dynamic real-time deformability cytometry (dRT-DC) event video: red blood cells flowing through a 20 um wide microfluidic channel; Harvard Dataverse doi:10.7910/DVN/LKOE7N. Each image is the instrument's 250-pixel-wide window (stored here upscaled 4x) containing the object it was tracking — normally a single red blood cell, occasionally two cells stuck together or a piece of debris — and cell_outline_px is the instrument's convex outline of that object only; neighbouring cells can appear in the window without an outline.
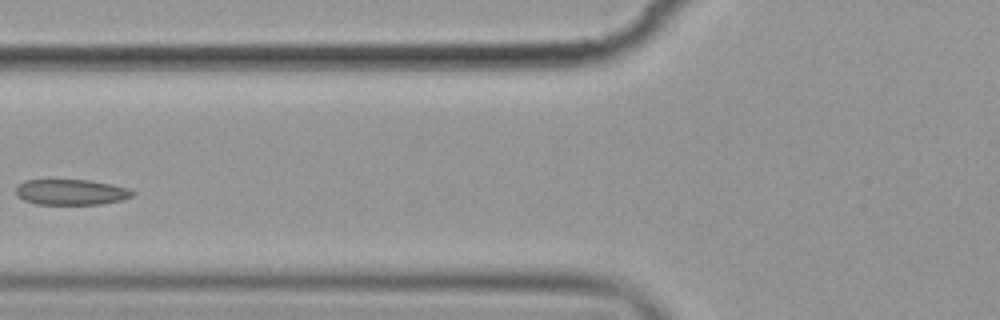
{"species": "common noctule bat (a hibernating species)", "species_latin": "Nyctalus noctula", "temperature_condition": "cold", "stored_images_in_passage": 6, "camera_frame_rate_fps": 3000, "um_per_image_px": 0.085, "animal": {"sex": "female", "body_mass_g": 19.9}, "frame": {"image": 1, "passage_image": 4, "time_ms": 4.667, "image_size_px": [1000, 320], "cell_outline_px": [[136, 192], [132, 196], [124, 200], [100, 204], [36, 204], [24, 200], [16, 196], [16, 188], [24, 180], [92, 180], [112, 184], [128, 188]], "centroid_in_image_um": [6.07, 16.33], "position_along_channel_um": 119.7, "area_um2": 17.51}}
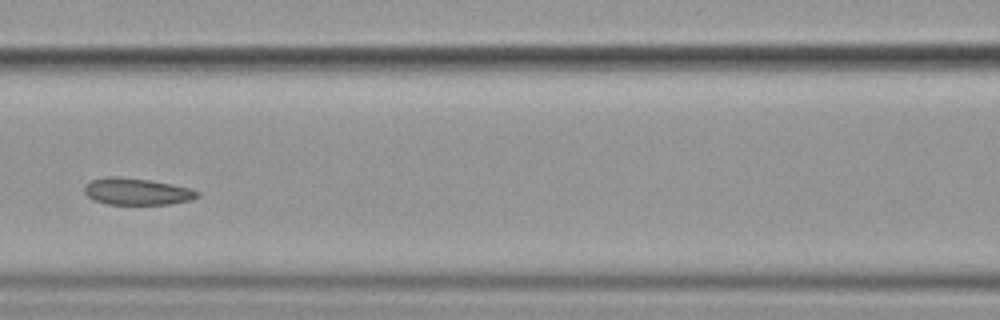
{"frame": {"image": 2, "passage_image": 5, "time_ms": 5.667, "image_size_px": [1000, 320], "cell_outline_px": [[200, 196], [192, 200], [172, 204], [108, 204], [92, 200], [84, 192], [84, 184], [92, 180], [108, 176], [116, 176], [152, 180], [192, 188], [200, 192]], "centroid_in_image_um": [11.66, 16.28], "position_along_channel_um": 154.9, "area_um2": 17.92}}
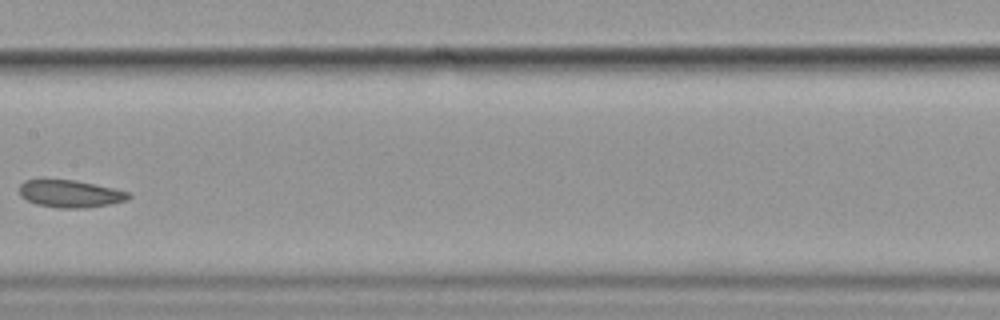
{"frame": {"image": 3, "passage_image": 6, "time_ms": 7.0, "image_size_px": [1000, 320], "cell_outline_px": [[132, 196], [128, 200], [108, 204], [84, 208], [60, 208], [36, 204], [20, 196], [20, 184], [24, 180], [76, 180], [112, 188], [128, 192]], "centroid_in_image_um": [5.97, 16.47], "position_along_channel_um": 201.4, "area_um2": 17.22}}